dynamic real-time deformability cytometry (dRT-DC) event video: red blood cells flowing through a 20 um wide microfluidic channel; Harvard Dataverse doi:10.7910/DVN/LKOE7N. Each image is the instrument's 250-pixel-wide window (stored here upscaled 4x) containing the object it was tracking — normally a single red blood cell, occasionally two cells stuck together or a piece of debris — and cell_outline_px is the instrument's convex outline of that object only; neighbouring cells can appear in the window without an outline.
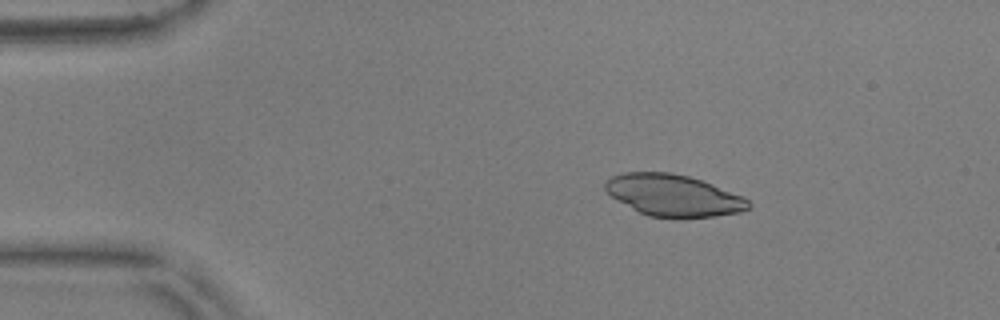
{"species": "common noctule bat (a hibernating species)", "species_latin": "Nyctalus noctula", "temperature_condition": "warm", "stored_images_in_passage": 16, "camera_frame_rate_fps": 3000, "um_per_image_px": 0.085, "animal": {"sex": "male", "body_mass_g": 17.9, "forearm_length_mm": 54.2}, "frame": {"image": 1, "passage_image": 7, "time_ms": 2.0, "image_size_px": [1000, 320], "cell_outline_px": [[752, 204], [748, 208], [740, 212], [716, 216], [648, 216], [632, 208], [612, 196], [604, 188], [604, 180], [612, 176], [624, 172], [668, 172], [688, 176], [712, 184], [740, 196], [748, 200]], "centroid_in_image_um": [57.2, 16.58], "position_along_channel_um": 27.8, "area_um2": 33.99}}